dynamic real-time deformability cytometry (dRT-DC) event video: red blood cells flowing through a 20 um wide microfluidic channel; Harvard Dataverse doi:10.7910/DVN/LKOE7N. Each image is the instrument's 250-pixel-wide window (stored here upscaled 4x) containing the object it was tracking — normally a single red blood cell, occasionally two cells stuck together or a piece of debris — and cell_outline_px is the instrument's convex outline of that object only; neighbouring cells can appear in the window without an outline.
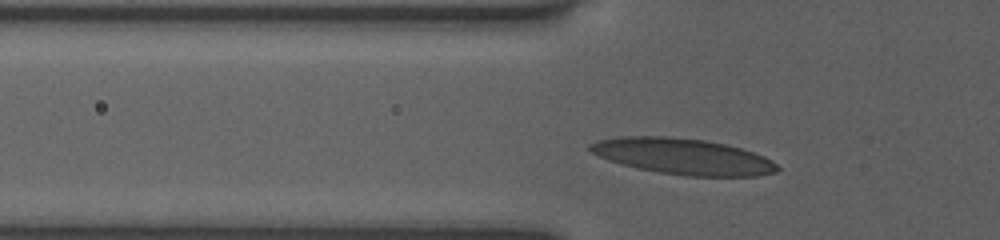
{"species": "human", "species_latin": "Homo sapiens", "temperature_condition": "room temperature", "stored_images_in_passage": 34, "camera_frame_rate_fps": 3000, "um_per_image_px": 0.085, "donor": {"sex": "female"}, "frame": {"image": 1, "passage_image": 7, "time_ms": 2.0, "image_size_px": [1000, 240], "cell_outline_px": [[780, 168], [776, 172], [756, 176], [684, 176], [636, 168], [620, 164], [608, 160], [592, 152], [588, 148], [588, 144], [596, 140], [620, 136], [668, 136], [704, 140], [724, 144], [740, 148], [764, 156], [772, 160]], "centroid_in_image_um": [58.02, 13.29], "position_along_channel_um": 67.8, "area_um2": 39.3}}
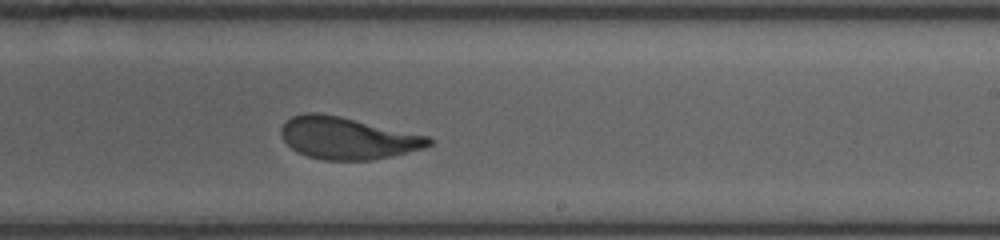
{"frame": {"image": 2, "passage_image": 22, "time_ms": 7.0, "image_size_px": [1000, 240], "cell_outline_px": [[432, 144], [424, 148], [392, 156], [372, 160], [324, 160], [308, 156], [296, 152], [284, 140], [280, 132], [280, 128], [292, 116], [308, 112], [316, 112], [340, 116], [428, 136], [432, 140]], "centroid_in_image_um": [29.52, 11.74], "position_along_channel_um": 259.5, "area_um2": 36.01}}
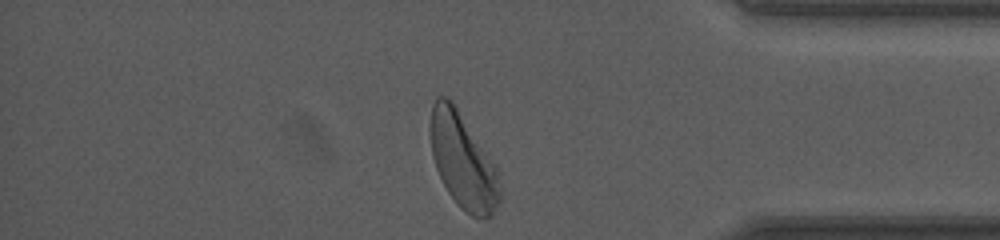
{"frame": {"image": 3, "passage_image": 34, "time_ms": 11.0, "image_size_px": [1000, 240], "cell_outline_px": [[500, 200], [492, 216], [472, 216], [460, 208], [456, 204], [448, 192], [436, 168], [432, 156], [428, 128], [432, 104], [436, 96], [444, 96], [452, 100], [496, 168], [500, 192]], "centroid_in_image_um": [39.29, 13.65], "position_along_channel_um": 395.9, "area_um2": 38.15}, "authors_computed_cell_mechanics": {"area_um2": 36.5007, "velocity_mm_per_s": 3.8874, "shape_relaxation_time_tau1_ms": 3.345, "shape_relaxation_time_tau2_ms": 0.7625, "deformation_change_tau1": 0.1464, "deformation_change_tau2": 0.0716}}